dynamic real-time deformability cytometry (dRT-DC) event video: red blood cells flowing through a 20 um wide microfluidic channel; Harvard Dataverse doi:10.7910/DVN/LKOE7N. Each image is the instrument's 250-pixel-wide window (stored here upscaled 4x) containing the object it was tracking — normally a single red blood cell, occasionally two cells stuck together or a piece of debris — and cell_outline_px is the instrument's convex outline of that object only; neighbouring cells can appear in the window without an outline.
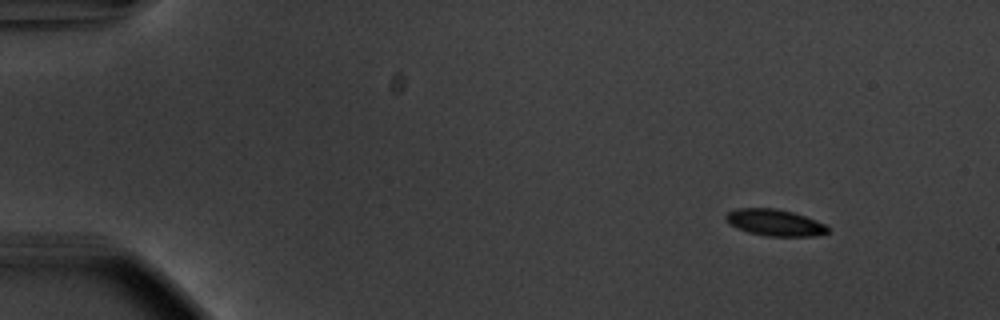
{"species": "common noctule bat (a hibernating species)", "species_latin": "Nyctalus noctula", "temperature_condition": "warm", "stored_images_in_passage": 50, "camera_frame_rate_fps": 3000, "um_per_image_px": 0.085, "animal": {"sex": "male", "body_mass_g": 20.1, "forearm_length_mm": 53.5}, "frame": {"image": 1, "passage_image": 1, "time_ms": 0.0, "image_size_px": [1000, 320], "cell_outline_px": [[828, 232], [812, 236], [768, 236], [748, 232], [736, 228], [728, 224], [724, 220], [724, 216], [728, 212], [736, 208], [776, 208], [792, 212], [816, 220], [824, 224], [828, 228]], "centroid_in_image_um": [65.78, 18.91], "position_along_channel_um": 19.2, "area_um2": 15.78}}
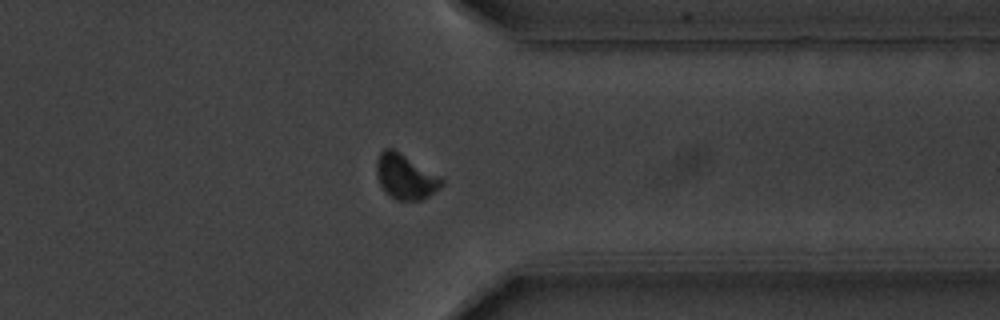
{"frame": {"image": 2, "passage_image": 39, "time_ms": 12.667, "image_size_px": [1000, 320], "cell_outline_px": [[444, 184], [440, 188], [428, 196], [420, 200], [396, 200], [384, 192], [376, 176], [376, 160], [380, 152], [384, 148], [392, 148], [400, 152], [444, 176]], "centroid_in_image_um": [34.49, 15.0], "position_along_channel_um": 376.9, "area_um2": 17.57}}
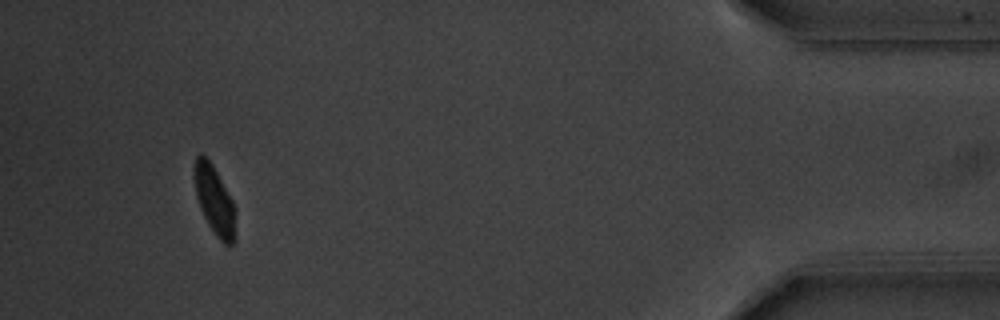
{"frame": {"image": 3, "passage_image": 47, "time_ms": 15.333, "image_size_px": [1000, 320], "cell_outline_px": [[236, 240], [228, 248], [216, 236], [208, 224], [200, 208], [196, 196], [192, 176], [192, 168], [196, 156], [200, 152], [212, 164], [232, 200], [236, 208]], "centroid_in_image_um": [18.23, 17.05], "position_along_channel_um": 417.0, "area_um2": 17.05}, "authors_computed_cell_mechanics": {"area_um2": 16.5019, "velocity_mm_per_s": 3.7028, "shape_relaxation_time_tau1_ms": 2.3557, "shape_relaxation_time_tau2_ms": 1.4428, "deformation_change_tau1": 0.1125, "deformation_change_tau2": 0.0425}}